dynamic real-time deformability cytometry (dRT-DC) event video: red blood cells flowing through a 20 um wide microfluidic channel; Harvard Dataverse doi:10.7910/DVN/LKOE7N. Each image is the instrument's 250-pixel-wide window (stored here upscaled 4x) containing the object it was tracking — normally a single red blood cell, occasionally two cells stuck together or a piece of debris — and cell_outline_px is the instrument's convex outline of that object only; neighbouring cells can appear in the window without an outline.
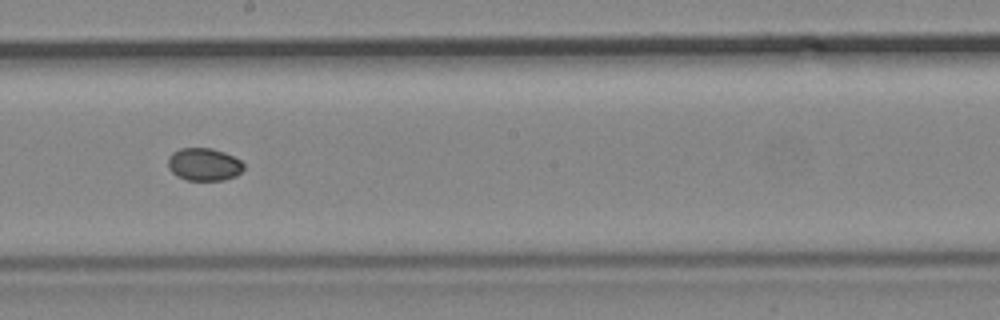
{"species": "common noctule bat (a hibernating species)", "species_latin": "Nyctalus noctula", "temperature_condition": "cold", "stored_images_in_passage": 19, "camera_frame_rate_fps": 3000, "um_per_image_px": 0.085, "animal": {"sex": "male", "body_mass_g": 19.2, "forearm_length_mm": 51.8}, "frame": {"image": 1, "passage_image": 14, "time_ms": 16.333, "image_size_px": [1000, 320], "cell_outline_px": [[244, 168], [236, 176], [224, 180], [188, 180], [176, 176], [168, 168], [168, 156], [172, 152], [180, 148], [212, 148], [224, 152], [240, 160], [244, 164]], "centroid_in_image_um": [17.32, 13.97], "position_along_channel_um": 230.9, "area_um2": 14.51}}
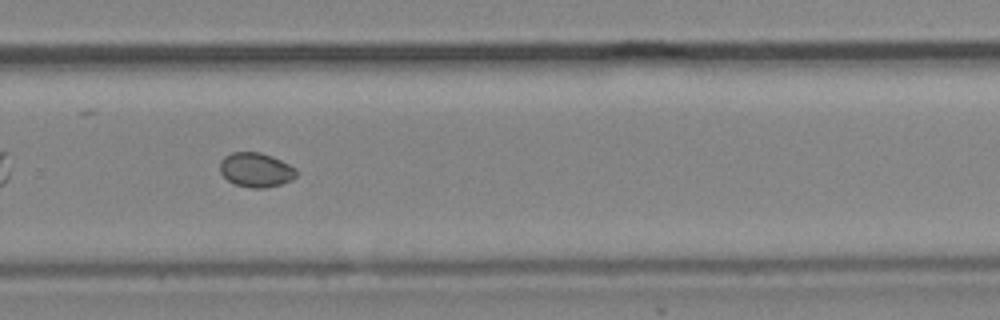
{"frame": {"image": 2, "passage_image": 16, "time_ms": 18.667, "image_size_px": [1000, 320], "cell_outline_px": [[296, 176], [292, 180], [280, 184], [264, 188], [252, 188], [236, 184], [228, 180], [220, 172], [220, 160], [224, 156], [232, 152], [260, 152], [272, 156], [296, 168]], "centroid_in_image_um": [21.74, 14.43], "position_along_channel_um": 308.1, "area_um2": 15.26}}